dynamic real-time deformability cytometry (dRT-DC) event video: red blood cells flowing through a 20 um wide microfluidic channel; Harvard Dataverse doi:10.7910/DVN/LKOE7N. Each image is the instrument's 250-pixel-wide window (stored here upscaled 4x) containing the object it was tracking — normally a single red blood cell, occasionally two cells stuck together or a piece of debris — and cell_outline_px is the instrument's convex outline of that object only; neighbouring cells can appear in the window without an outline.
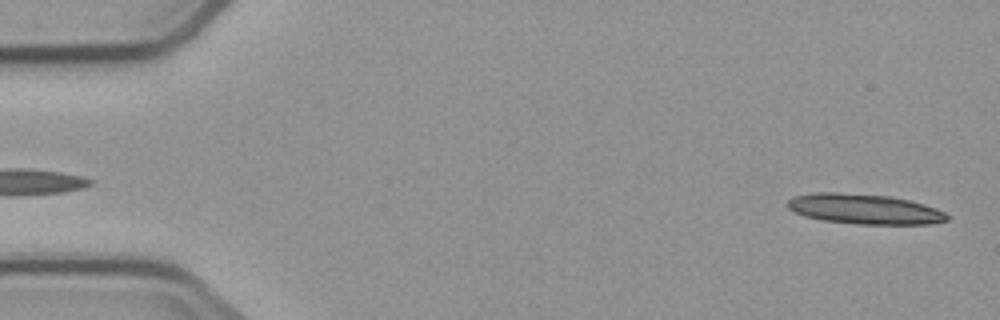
{"species": "common noctule bat (a hibernating species)", "species_latin": "Nyctalus noctula", "temperature_condition": "cold", "stored_images_in_passage": 4, "segment_of_instrument_passage": [2, 2], "camera_frame_rate_fps": 3000, "um_per_image_px": 0.085, "animal": {"sex": "male", "body_mass_g": 23.1, "forearm_length_mm": 52.7}, "frame": {"image": 1, "passage_image": 4, "time_ms": 4.667, "image_size_px": [1000, 320], "cell_outline_px": [[948, 220], [928, 224], [856, 224], [824, 220], [804, 216], [788, 208], [788, 200], [792, 196], [816, 192], [836, 192], [888, 196], [908, 200], [924, 204], [936, 208], [944, 212], [948, 216]], "centroid_in_image_um": [73.46, 17.76], "position_along_channel_um": 11.5, "area_um2": 27.8}}